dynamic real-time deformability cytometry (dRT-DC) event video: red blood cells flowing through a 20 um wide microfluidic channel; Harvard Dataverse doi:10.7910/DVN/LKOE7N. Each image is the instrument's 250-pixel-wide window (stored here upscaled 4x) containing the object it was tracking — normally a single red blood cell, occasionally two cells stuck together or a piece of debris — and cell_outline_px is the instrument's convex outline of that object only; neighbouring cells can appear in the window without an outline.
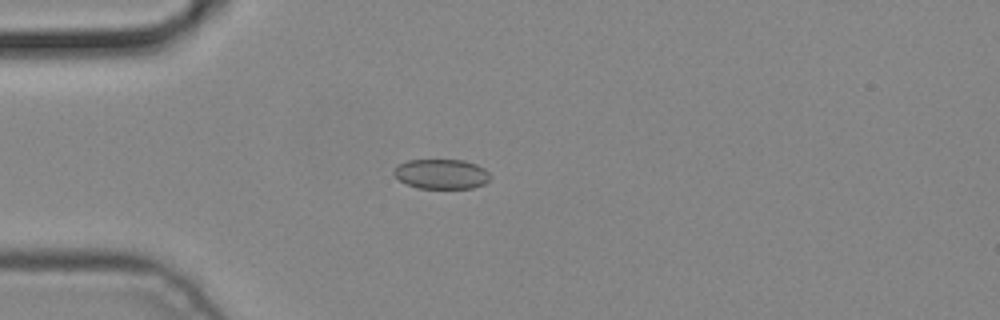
{"species": "common noctule bat (a hibernating species)", "species_latin": "Nyctalus noctula", "temperature_condition": "cold", "stored_images_in_passage": 2, "camera_frame_rate_fps": 3000, "um_per_image_px": 0.085, "animal": {"sex": "male", "body_mass_g": 19.2, "forearm_length_mm": 51.8}, "frame": {"image": 1, "passage_image": 2, "time_ms": 0.333, "image_size_px": [1000, 320], "cell_outline_px": [[492, 176], [484, 184], [472, 188], [416, 188], [400, 180], [392, 172], [400, 164], [408, 160], [464, 160], [476, 164], [484, 168]], "centroid_in_image_um": [37.55, 14.79], "position_along_channel_um": 47.4, "area_um2": 16.65}}